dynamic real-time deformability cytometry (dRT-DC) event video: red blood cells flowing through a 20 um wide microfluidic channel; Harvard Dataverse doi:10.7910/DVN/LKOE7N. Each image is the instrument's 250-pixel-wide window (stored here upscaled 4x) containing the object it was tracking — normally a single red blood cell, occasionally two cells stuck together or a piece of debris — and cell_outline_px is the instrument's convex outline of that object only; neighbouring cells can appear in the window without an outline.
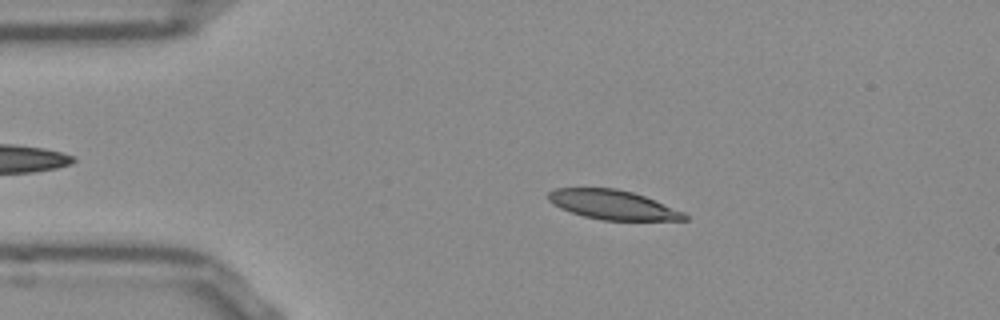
{"species": "Egyptian fruit bat (a non-hibernating species)", "species_latin": "Rousettus aegyptiacus", "temperature_condition": "room temperature", "stored_images_in_passage": 49, "camera_frame_rate_fps": 3000, "um_per_image_px": 0.085, "frame": {"image": 1, "passage_image": 7, "time_ms": 2.0, "image_size_px": [1000, 320], "cell_outline_px": [[688, 220], [604, 220], [584, 216], [560, 208], [548, 200], [548, 192], [556, 188], [616, 188], [632, 192], [644, 196], [684, 212], [688, 216]], "centroid_in_image_um": [52.09, 17.4], "position_along_channel_um": 32.9, "area_um2": 23.06}}
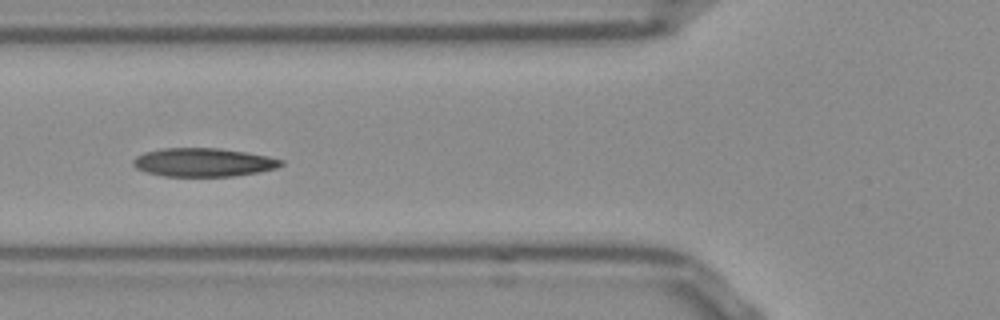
{"frame": {"image": 2, "passage_image": 16, "time_ms": 5.0, "image_size_px": [1000, 320], "cell_outline_px": [[284, 164], [276, 168], [260, 172], [236, 176], [164, 176], [148, 172], [136, 168], [132, 164], [132, 160], [136, 156], [144, 152], [164, 148], [216, 148], [244, 152], [268, 156], [284, 160]], "centroid_in_image_um": [17.3, 13.8], "position_along_channel_um": 108.5, "area_um2": 24.57}}
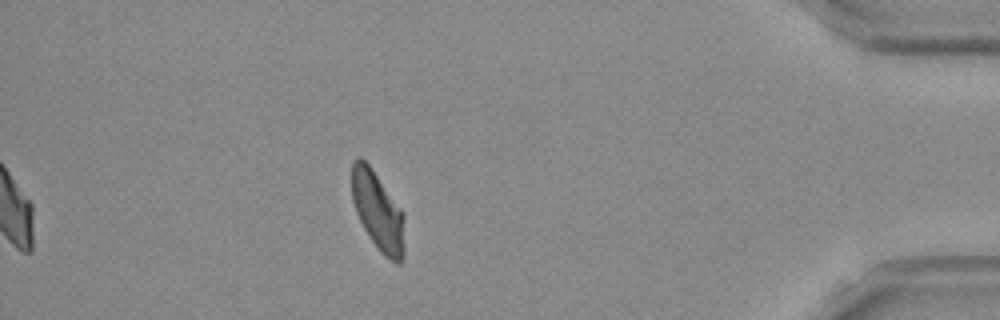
{"frame": {"image": 3, "passage_image": 43, "time_ms": 14.0, "image_size_px": [1000, 320], "cell_outline_px": [[404, 256], [400, 264], [396, 264], [384, 256], [380, 252], [364, 228], [356, 212], [352, 200], [352, 164], [360, 156], [372, 168], [400, 208], [404, 216]], "centroid_in_image_um": [32.13, 17.99], "position_along_channel_um": 403.1, "area_um2": 23.99}, "authors_computed_cell_mechanics": {"area_um2": 24.276, "velocity_mm_per_s": 3.8176, "shape_relaxation_time_tau1_ms": 7.5039, "shape_relaxation_time_tau2_ms": 2.3055, "deformation_change_tau1": 0.1862, "deformation_change_tau2": 0.0772}}